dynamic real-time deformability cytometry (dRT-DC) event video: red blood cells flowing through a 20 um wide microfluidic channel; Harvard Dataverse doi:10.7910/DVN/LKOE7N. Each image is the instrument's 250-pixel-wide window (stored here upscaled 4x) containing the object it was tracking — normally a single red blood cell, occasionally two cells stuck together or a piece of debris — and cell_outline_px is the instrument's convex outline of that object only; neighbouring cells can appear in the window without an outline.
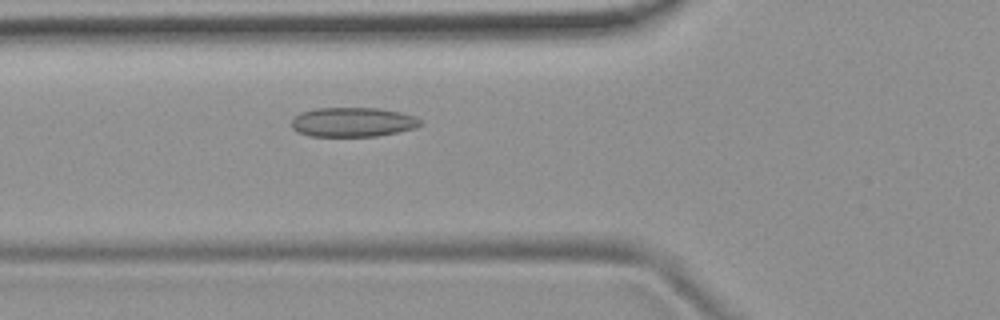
{"species": "common noctule bat (a hibernating species)", "species_latin": "Nyctalus noctula", "temperature_condition": "room temperature", "stored_images_in_passage": 49, "camera_frame_rate_fps": 3000, "um_per_image_px": 0.085, "animal": {"sex": "female", "body_mass_g": 19.9}, "frame": {"image": 1, "passage_image": 15, "time_ms": 4.667, "image_size_px": [1000, 320], "cell_outline_px": [[424, 124], [416, 128], [376, 136], [308, 136], [296, 132], [292, 128], [292, 120], [300, 112], [316, 108], [380, 108], [400, 112], [416, 116]], "centroid_in_image_um": [29.99, 10.38], "position_along_channel_um": 95.8, "area_um2": 22.25}}
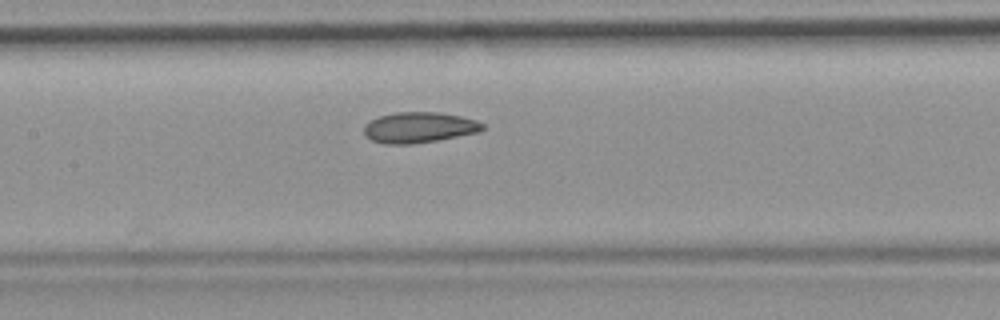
{"frame": {"image": 2, "passage_image": 21, "time_ms": 6.667, "image_size_px": [1000, 320], "cell_outline_px": [[484, 128], [480, 132], [436, 140], [412, 144], [384, 144], [372, 140], [364, 132], [364, 124], [380, 116], [396, 112], [440, 112], [460, 116], [476, 120], [484, 124]], "centroid_in_image_um": [35.64, 10.83], "position_along_channel_um": 171.8, "area_um2": 21.1}}
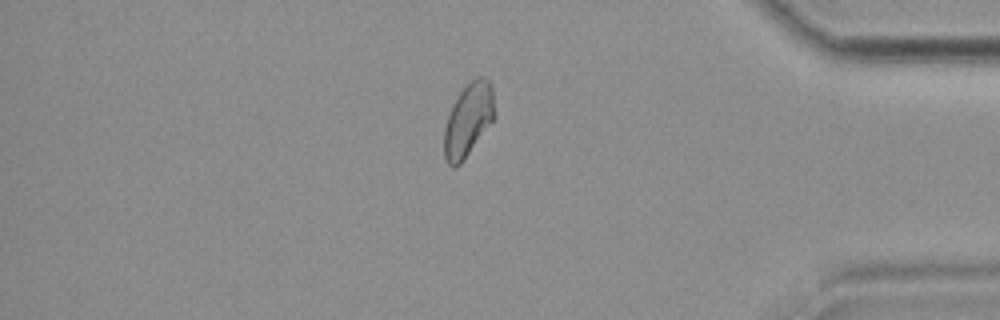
{"frame": {"image": 3, "passage_image": 41, "time_ms": 13.333, "image_size_px": [1000, 320], "cell_outline_px": [[496, 116], [460, 164], [452, 168], [448, 164], [444, 156], [444, 128], [452, 104], [460, 92], [476, 76], [480, 76], [488, 80], [492, 88]], "centroid_in_image_um": [39.8, 10.18], "position_along_channel_um": 395.4, "area_um2": 21.27}, "authors_computed_cell_mechanics": {"area_um2": 21.386, "velocity_mm_per_s": 3.7801, "shape_relaxation_time_tau1_ms": 10.4013, "shape_relaxation_time_tau2_ms": 6.4092, "deformation_change_tau1": 0.1542, "deformation_change_tau2": 0.102}}